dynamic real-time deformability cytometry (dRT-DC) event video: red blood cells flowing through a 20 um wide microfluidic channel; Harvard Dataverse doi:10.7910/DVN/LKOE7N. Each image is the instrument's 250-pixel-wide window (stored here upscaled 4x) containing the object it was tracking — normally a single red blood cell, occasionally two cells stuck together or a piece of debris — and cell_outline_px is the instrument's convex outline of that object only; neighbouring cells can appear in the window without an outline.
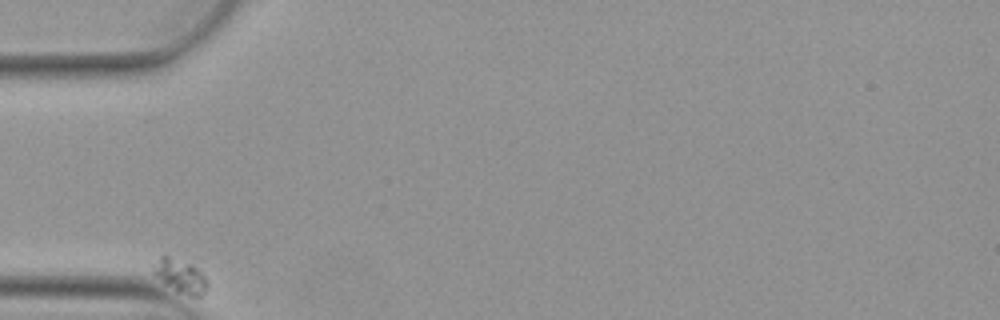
{"species": "Egyptian fruit bat (a non-hibernating species)", "species_latin": "Rousettus aegyptiacus", "temperature_condition": "warm", "stored_images_in_passage": 5, "camera_frame_rate_fps": 3000, "um_per_image_px": 0.085, "animal": {"sex": "female"}, "frame": {"image": 1, "passage_image": 1, "time_ms": 0.0, "image_size_px": [1000, 320], "cell_outline_px": [[208, 288], [200, 296], [188, 296], [176, 292], [164, 284], [152, 272], [152, 268], [160, 256], [168, 256], [192, 264], [204, 272], [208, 284]], "centroid_in_image_um": [15.36, 23.48], "position_along_channel_um": 69.6, "area_um2": 10.81}}